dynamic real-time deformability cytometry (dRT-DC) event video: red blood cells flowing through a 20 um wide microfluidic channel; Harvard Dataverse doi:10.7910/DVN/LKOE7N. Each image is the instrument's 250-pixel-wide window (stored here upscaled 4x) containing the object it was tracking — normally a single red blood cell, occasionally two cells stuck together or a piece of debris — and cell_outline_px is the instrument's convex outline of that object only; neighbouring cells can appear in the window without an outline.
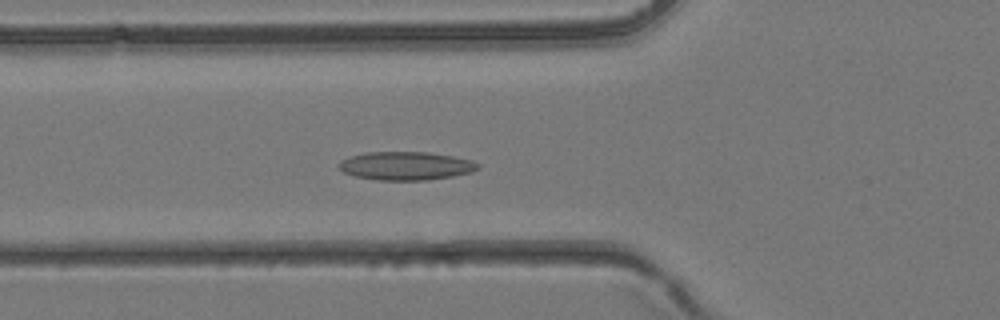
{"species": "common noctule bat (a hibernating species)", "species_latin": "Nyctalus noctula", "temperature_condition": "room temperature", "stored_images_in_passage": 40, "camera_frame_rate_fps": 3000, "um_per_image_px": 0.085, "animal": {"sex": "female", "body_mass_g": 24.6, "forearm_length_mm": 56.2}, "frame": {"image": 1, "passage_image": 15, "time_ms": 4.667, "image_size_px": [1000, 320], "cell_outline_px": [[480, 168], [472, 172], [452, 176], [428, 180], [376, 180], [356, 176], [344, 172], [336, 164], [340, 160], [348, 156], [364, 152], [428, 152], [452, 156], [472, 160], [480, 164]], "centroid_in_image_um": [34.49, 14.09], "position_along_channel_um": 91.3, "area_um2": 23.18}}
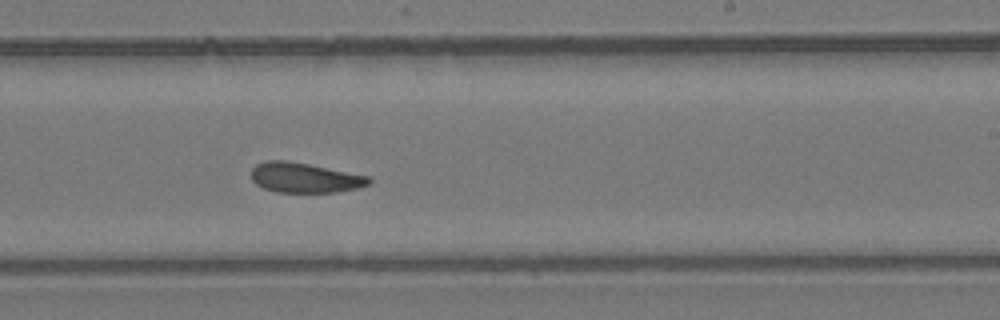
{"frame": {"image": 2, "passage_image": 25, "time_ms": 8.0, "image_size_px": [1000, 320], "cell_outline_px": [[372, 180], [368, 184], [356, 188], [336, 192], [276, 192], [264, 188], [256, 184], [252, 180], [252, 168], [256, 164], [268, 160], [288, 160], [368, 176]], "centroid_in_image_um": [25.86, 15.1], "position_along_channel_um": 263.1, "area_um2": 20.35}}
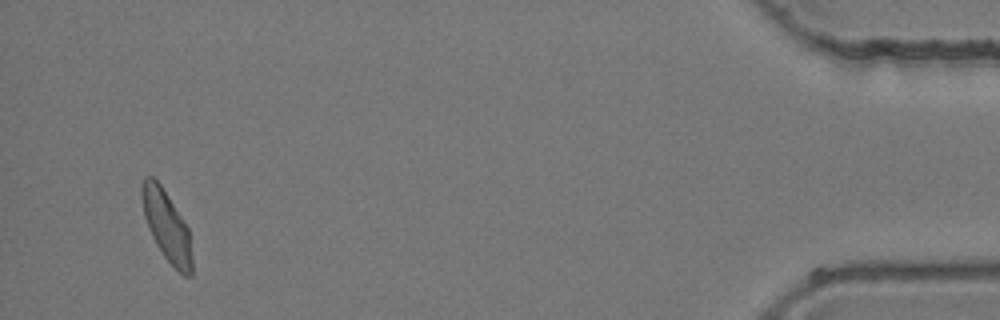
{"frame": {"image": 3, "passage_image": 39, "time_ms": 12.667, "image_size_px": [1000, 320], "cell_outline_px": [[192, 276], [184, 276], [164, 256], [156, 244], [148, 228], [144, 216], [140, 196], [140, 184], [144, 176], [152, 176], [160, 184], [188, 228], [192, 256]], "centroid_in_image_um": [14.13, 19.18], "position_along_channel_um": 421.1, "area_um2": 20.4}}